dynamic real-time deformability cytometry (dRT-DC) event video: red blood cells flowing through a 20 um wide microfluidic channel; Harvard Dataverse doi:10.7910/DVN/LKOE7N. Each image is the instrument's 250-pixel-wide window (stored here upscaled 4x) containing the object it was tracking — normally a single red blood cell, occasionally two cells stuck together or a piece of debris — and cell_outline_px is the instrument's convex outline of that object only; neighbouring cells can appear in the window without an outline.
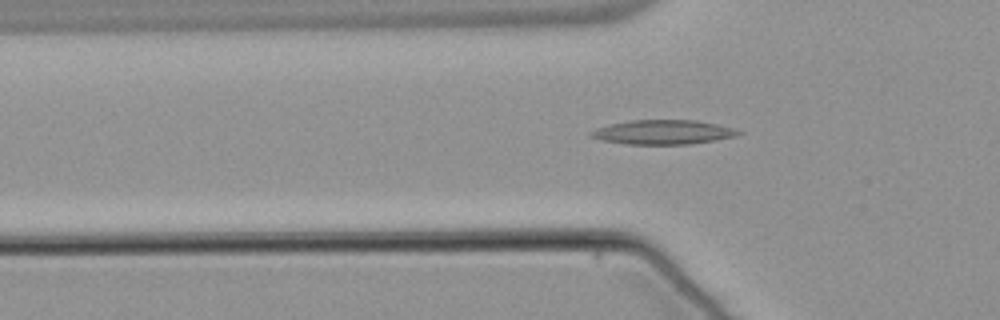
{"species": "common noctule bat (a hibernating species)", "species_latin": "Nyctalus noctula", "temperature_condition": "warm", "stored_images_in_passage": 45, "segment_of_instrument_passage": [1, 2], "camera_frame_rate_fps": 3000, "um_per_image_px": 0.085, "animal": {"sex": "male", "body_mass_g": 21.5, "forearm_length_mm": 52.0}, "frame": {"image": 1, "passage_image": 8, "time_ms": 2.333, "image_size_px": [1000, 320], "cell_outline_px": [[744, 132], [736, 136], [716, 140], [688, 144], [628, 144], [600, 140], [592, 136], [588, 132], [596, 128], [612, 124], [632, 120], [696, 120], [716, 124], [732, 128]], "centroid_in_image_um": [56.37, 11.23], "position_along_channel_um": 69.4, "area_um2": 20.75}}
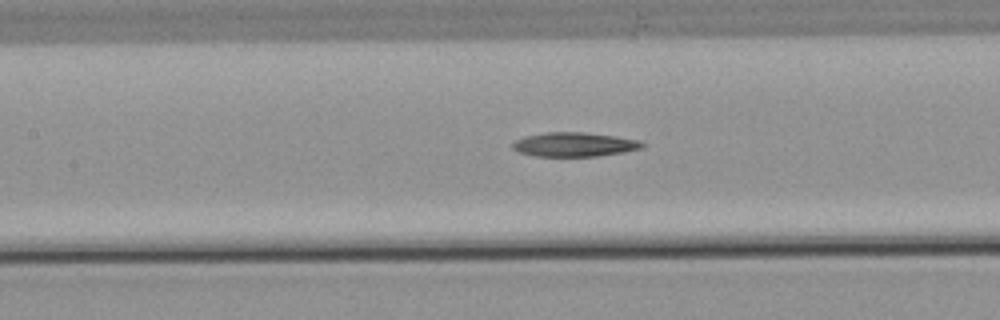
{"frame": {"image": 2, "passage_image": 15, "time_ms": 4.667, "image_size_px": [1000, 320], "cell_outline_px": [[644, 144], [640, 148], [624, 152], [596, 156], [536, 156], [520, 152], [512, 148], [512, 144], [516, 140], [524, 136], [544, 132], [584, 132], [616, 136], [636, 140]], "centroid_in_image_um": [48.77, 12.27], "position_along_channel_um": 158.6, "area_um2": 18.09}}
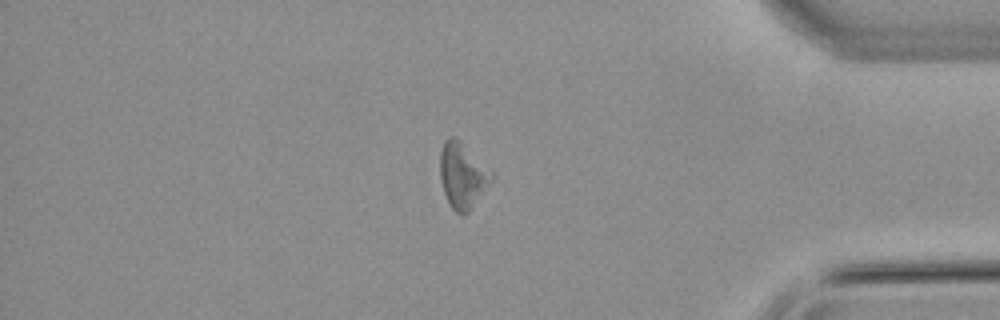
{"frame": {"image": 3, "passage_image": 36, "time_ms": 11.667, "image_size_px": [1000, 320], "cell_outline_px": [[492, 180], [468, 212], [456, 212], [448, 204], [440, 180], [440, 152], [444, 140], [448, 136], [456, 136], [492, 172]], "centroid_in_image_um": [39.27, 14.87], "position_along_channel_um": 395.9, "area_um2": 19.36}}